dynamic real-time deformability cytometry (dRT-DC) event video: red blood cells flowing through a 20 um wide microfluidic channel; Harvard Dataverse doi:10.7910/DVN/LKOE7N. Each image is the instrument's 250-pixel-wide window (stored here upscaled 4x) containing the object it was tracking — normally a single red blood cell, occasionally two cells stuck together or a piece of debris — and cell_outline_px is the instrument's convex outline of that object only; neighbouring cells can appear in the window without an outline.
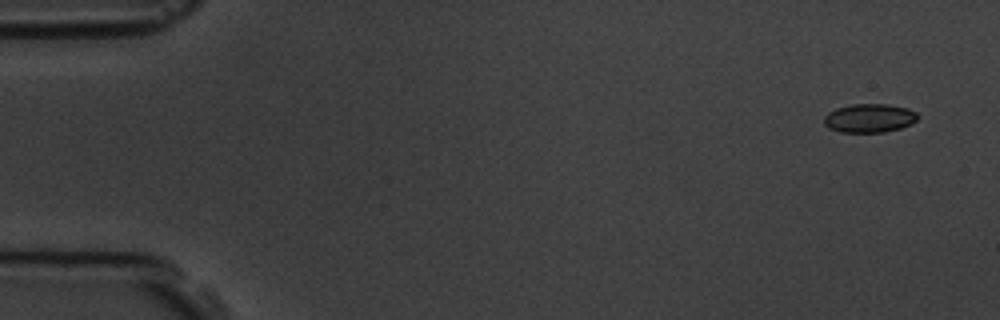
{"species": "common noctule bat (a hibernating species)", "species_latin": "Nyctalus noctula", "temperature_condition": "room temperature", "stored_images_in_passage": 4, "camera_frame_rate_fps": 3000, "um_per_image_px": 0.085, "animal": {"sex": "male", "body_mass_g": 19.5, "forearm_length_mm": 54.6}, "frame": {"image": 1, "passage_image": 1, "time_ms": 0.0, "image_size_px": [1000, 320], "cell_outline_px": [[920, 116], [912, 124], [900, 128], [884, 132], [840, 132], [828, 128], [824, 124], [824, 116], [828, 112], [836, 108], [852, 104], [888, 104], [908, 108], [916, 112]], "centroid_in_image_um": [73.9, 10.04], "position_along_channel_um": 11.1, "area_um2": 15.84}}
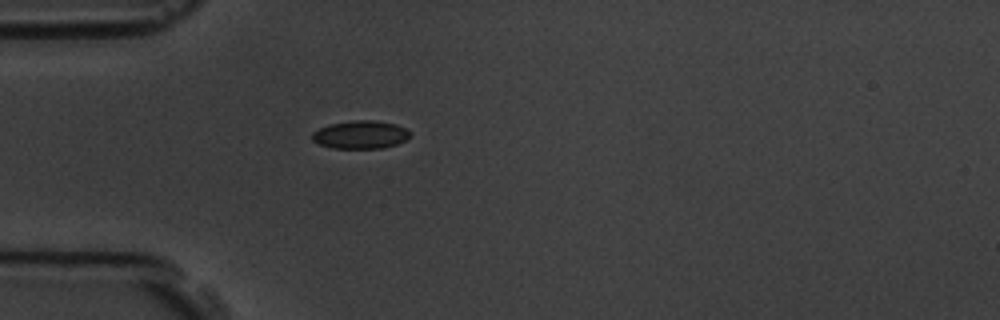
{"frame": {"image": 2, "passage_image": 4, "time_ms": 4.333, "image_size_px": [1000, 320], "cell_outline_px": [[412, 136], [396, 144], [384, 148], [332, 148], [320, 144], [312, 140], [312, 132], [328, 124], [352, 120], [372, 120], [396, 124], [404, 128]], "centroid_in_image_um": [30.62, 11.44], "position_along_channel_um": 54.4, "area_um2": 15.95}}